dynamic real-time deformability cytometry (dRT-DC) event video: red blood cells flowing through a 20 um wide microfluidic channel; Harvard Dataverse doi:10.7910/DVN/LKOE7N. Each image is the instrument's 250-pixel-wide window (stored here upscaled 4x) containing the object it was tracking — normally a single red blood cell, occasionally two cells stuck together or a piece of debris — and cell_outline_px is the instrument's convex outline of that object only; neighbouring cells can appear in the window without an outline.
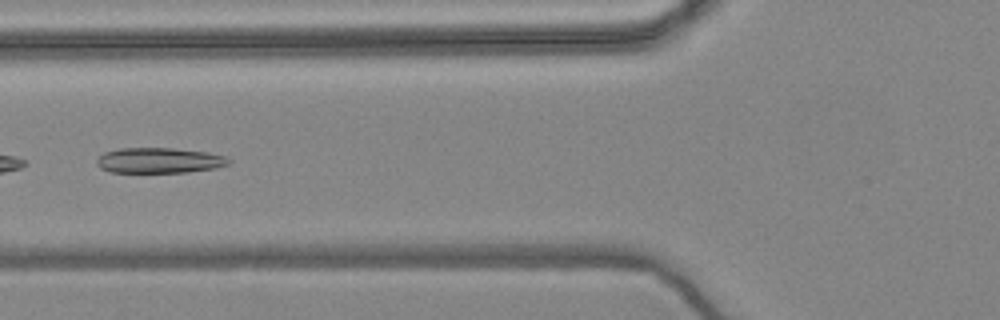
{"species": "common noctule bat (a hibernating species)", "species_latin": "Nyctalus noctula", "temperature_condition": "warm", "stored_images_in_passage": 36, "camera_frame_rate_fps": 3000, "um_per_image_px": 0.085, "animal": {"sex": "female", "body_mass_g": 24.6, "forearm_length_mm": 56.2}, "frame": {"image": 1, "passage_image": 4, "time_ms": 1.0, "image_size_px": [1000, 320], "cell_outline_px": [[232, 160], [228, 164], [216, 168], [188, 172], [112, 172], [100, 168], [96, 164], [96, 160], [104, 152], [120, 148], [172, 148], [208, 152], [224, 156]], "centroid_in_image_um": [13.54, 13.63], "position_along_channel_um": 112.3, "area_um2": 19.54}}
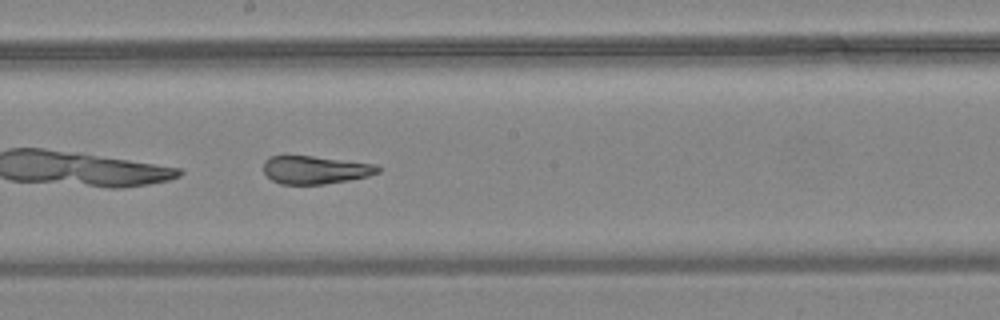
{"frame": {"image": 2, "passage_image": 13, "time_ms": 4.0, "image_size_px": [1000, 320], "cell_outline_px": [[380, 172], [368, 176], [348, 180], [324, 184], [280, 184], [272, 180], [264, 172], [264, 160], [268, 156], [312, 156], [376, 164], [380, 168]], "centroid_in_image_um": [26.79, 14.44], "position_along_channel_um": 221.4, "area_um2": 18.61}}
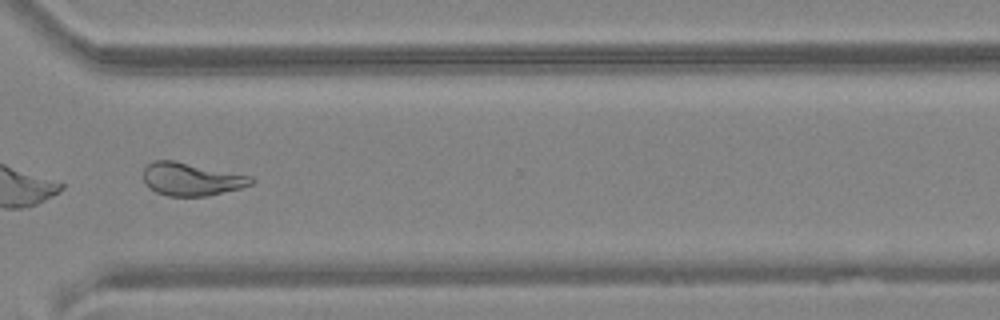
{"frame": {"image": 3, "passage_image": 24, "time_ms": 7.667, "image_size_px": [1000, 320], "cell_outline_px": [[256, 180], [252, 184], [240, 188], [208, 196], [168, 196], [156, 192], [148, 188], [144, 184], [144, 168], [152, 160], [172, 160], [252, 176]], "centroid_in_image_um": [16.25, 15.23], "position_along_channel_um": 354.3, "area_um2": 20.75}}